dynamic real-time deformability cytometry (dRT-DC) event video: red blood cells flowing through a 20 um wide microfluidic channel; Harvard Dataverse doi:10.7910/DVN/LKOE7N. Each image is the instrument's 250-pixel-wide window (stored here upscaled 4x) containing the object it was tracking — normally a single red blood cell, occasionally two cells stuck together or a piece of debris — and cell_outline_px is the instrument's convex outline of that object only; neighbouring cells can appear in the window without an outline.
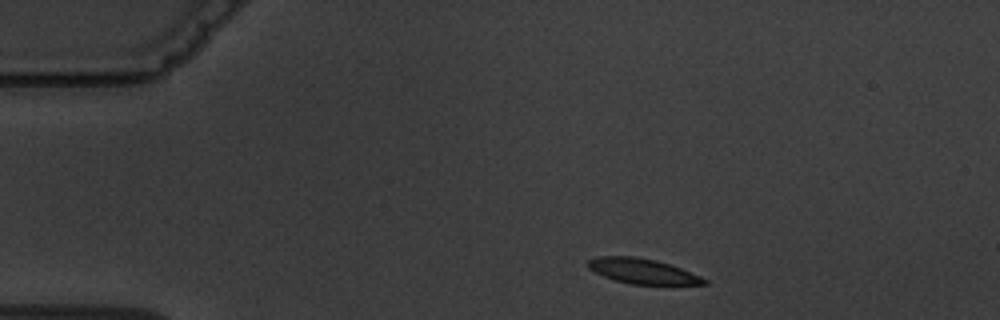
{"species": "common noctule bat (a hibernating species)", "species_latin": "Nyctalus noctula", "temperature_condition": "warm", "stored_images_in_passage": 6, "camera_frame_rate_fps": 3000, "um_per_image_px": 0.085, "animal": {"sex": "male", "body_mass_g": 19.5, "forearm_length_mm": 54.6}, "frame": {"image": 1, "passage_image": 1, "time_ms": 0.0, "image_size_px": [1000, 320], "cell_outline_px": [[708, 284], [628, 284], [604, 276], [588, 268], [588, 260], [600, 256], [636, 256], [656, 260], [680, 268], [700, 276], [708, 280]], "centroid_in_image_um": [54.61, 23.04], "position_along_channel_um": 30.4, "area_um2": 16.76}}
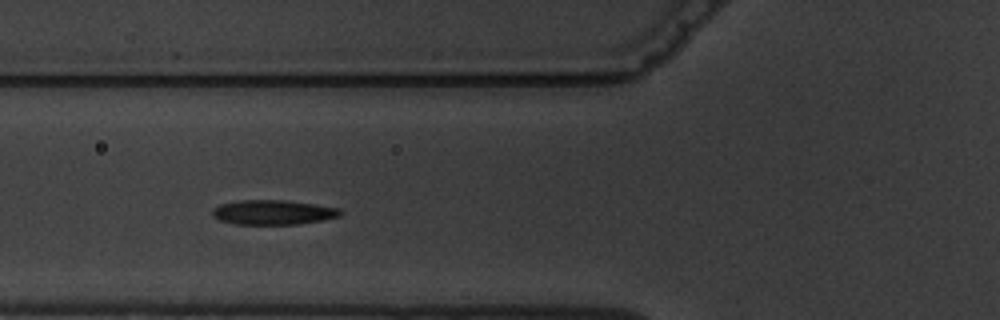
{"frame": {"image": 2, "passage_image": 4, "time_ms": 3.667, "image_size_px": [1000, 320], "cell_outline_px": [[344, 212], [340, 216], [300, 224], [236, 224], [220, 220], [212, 216], [212, 208], [220, 204], [240, 200], [284, 200], [316, 204], [340, 208]], "centroid_in_image_um": [23.22, 18.04], "position_along_channel_um": 102.6, "area_um2": 18.44}}
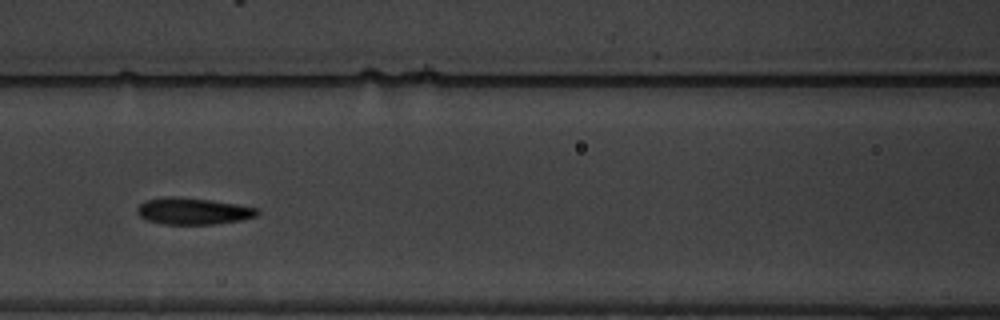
{"frame": {"image": 3, "passage_image": 5, "time_ms": 5.0, "image_size_px": [1000, 320], "cell_outline_px": [[260, 212], [256, 216], [244, 220], [216, 224], [160, 224], [148, 220], [140, 216], [136, 212], [136, 208], [144, 200], [212, 200], [260, 208]], "centroid_in_image_um": [16.52, 18.01], "position_along_channel_um": 150.1, "area_um2": 17.86}}